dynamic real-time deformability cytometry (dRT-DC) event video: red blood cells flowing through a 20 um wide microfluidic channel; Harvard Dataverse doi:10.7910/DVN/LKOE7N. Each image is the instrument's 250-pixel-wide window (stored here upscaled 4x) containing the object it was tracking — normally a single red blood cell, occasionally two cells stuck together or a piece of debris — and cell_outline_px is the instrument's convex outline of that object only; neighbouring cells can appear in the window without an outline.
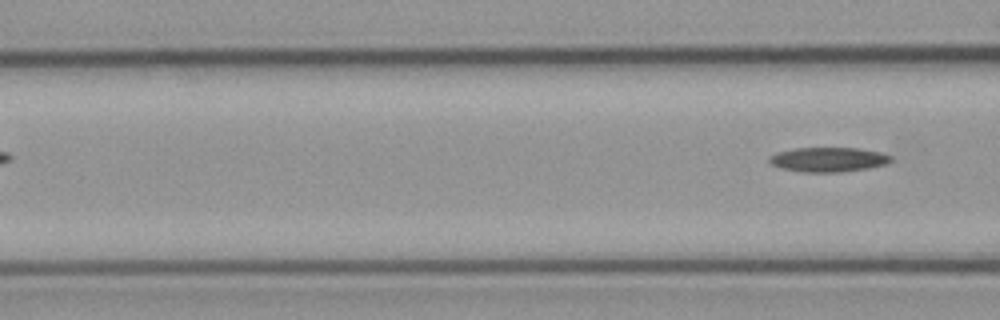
{"species": "common noctule bat (a hibernating species)", "species_latin": "Nyctalus noctula", "temperature_condition": "cold", "stored_images_in_passage": 4, "segment_of_instrument_passage": [2, 2], "camera_frame_rate_fps": 3000, "um_per_image_px": 0.085, "animal": {"sex": "male", "body_mass_g": 23.1, "forearm_length_mm": 52.7}, "frame": {"image": 1, "passage_image": 4, "time_ms": 3.333, "image_size_px": [1000, 320], "cell_outline_px": [[892, 160], [888, 164], [868, 168], [844, 172], [800, 172], [780, 168], [772, 164], [768, 160], [768, 156], [776, 152], [796, 148], [856, 148], [880, 152], [892, 156]], "centroid_in_image_um": [70.4, 13.57], "position_along_channel_um": 96.2, "area_um2": 17.57}}